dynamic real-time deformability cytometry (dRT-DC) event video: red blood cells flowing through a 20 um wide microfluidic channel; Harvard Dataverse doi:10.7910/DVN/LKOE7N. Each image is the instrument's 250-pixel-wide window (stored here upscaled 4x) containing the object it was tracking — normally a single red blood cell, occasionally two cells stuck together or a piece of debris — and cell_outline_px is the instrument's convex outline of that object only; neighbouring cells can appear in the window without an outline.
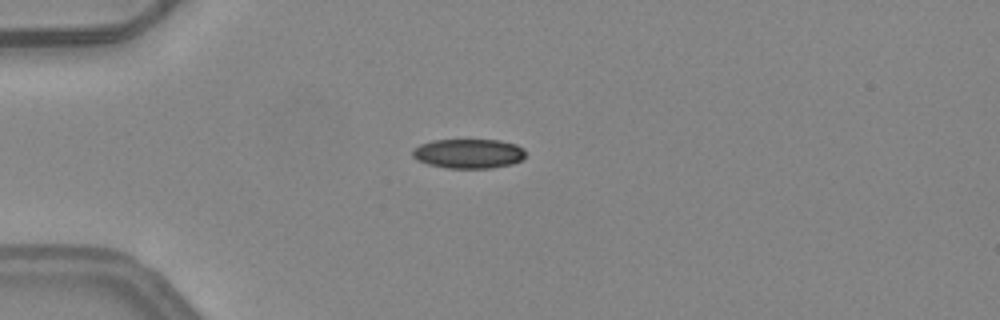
{"species": "common noctule bat (a hibernating species)", "species_latin": "Nyctalus noctula", "temperature_condition": "warm", "stored_images_in_passage": 3, "camera_frame_rate_fps": 3000, "um_per_image_px": 0.085, "animal": {"sex": "female", "body_mass_g": 24.6, "forearm_length_mm": 56.2}, "frame": {"image": 1, "passage_image": 1, "time_ms": 0.0, "image_size_px": [1000, 320], "cell_outline_px": [[524, 156], [520, 160], [512, 164], [492, 168], [448, 168], [428, 164], [416, 160], [412, 156], [412, 148], [420, 144], [432, 140], [500, 140], [516, 144], [524, 148]], "centroid_in_image_um": [39.8, 13.05], "position_along_channel_um": 45.2, "area_um2": 19.54}}